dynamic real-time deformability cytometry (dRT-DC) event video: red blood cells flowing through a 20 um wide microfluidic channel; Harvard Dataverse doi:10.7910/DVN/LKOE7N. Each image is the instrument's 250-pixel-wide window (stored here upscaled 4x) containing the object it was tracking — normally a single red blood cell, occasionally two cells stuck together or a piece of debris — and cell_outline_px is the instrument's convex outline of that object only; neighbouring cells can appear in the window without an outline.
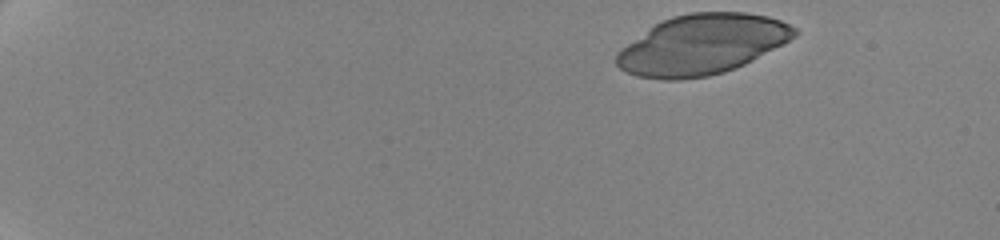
{"species": "human", "species_latin": "Homo sapiens", "temperature_condition": "cold", "stored_images_in_passage": 34, "camera_frame_rate_fps": 3000, "um_per_image_px": 0.085, "donor": {"sex": "female"}, "frame": {"image": 1, "passage_image": 1, "time_ms": 0.0, "image_size_px": [1000, 240], "cell_outline_px": [[800, 32], [796, 36], [744, 64], [724, 72], [708, 76], [680, 80], [664, 80], [636, 76], [620, 68], [616, 64], [616, 52], [656, 24], [672, 16], [692, 12], [744, 12], [768, 16], [780, 20], [796, 28]], "centroid_in_image_um": [59.67, 3.79], "position_along_channel_um": 25.3, "area_um2": 61.73}}